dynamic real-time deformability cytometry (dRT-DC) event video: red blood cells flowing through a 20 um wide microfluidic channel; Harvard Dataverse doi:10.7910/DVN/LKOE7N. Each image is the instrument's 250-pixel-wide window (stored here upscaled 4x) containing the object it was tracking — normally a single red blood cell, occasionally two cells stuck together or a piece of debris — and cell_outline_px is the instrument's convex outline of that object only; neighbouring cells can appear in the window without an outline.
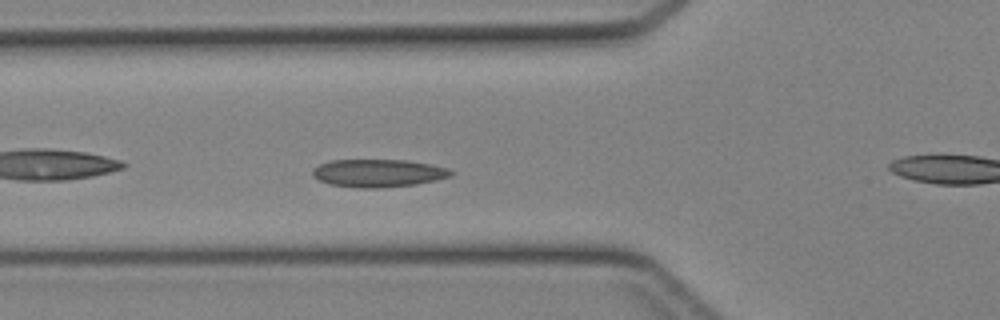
{"species": "Egyptian fruit bat (a non-hibernating species)", "species_latin": "Rousettus aegyptiacus", "temperature_condition": "cold", "stored_images_in_passage": 34, "camera_frame_rate_fps": 3000, "um_per_image_px": 0.085, "animal": {"sex": "female"}, "frame": {"image": 1, "passage_image": 5, "time_ms": 1.333, "image_size_px": [1000, 320], "cell_outline_px": [[456, 172], [452, 176], [436, 180], [416, 184], [380, 188], [360, 188], [328, 184], [312, 176], [312, 168], [328, 160], [408, 160], [448, 168]], "centroid_in_image_um": [32.14, 14.71], "position_along_channel_um": 93.7, "area_um2": 22.6}}
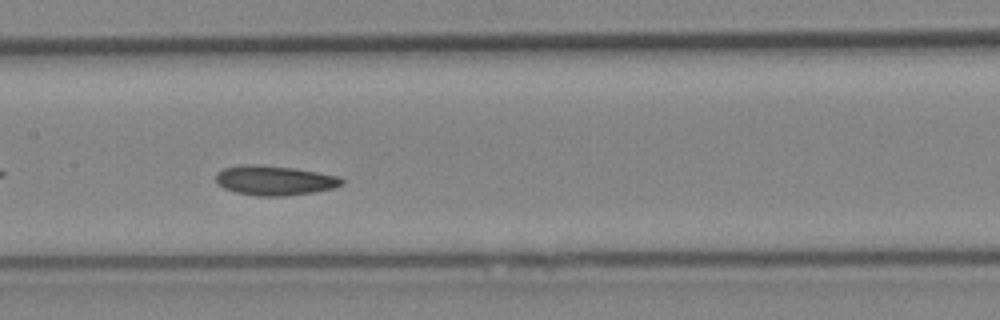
{"frame": {"image": 2, "passage_image": 11, "time_ms": 3.333, "image_size_px": [1000, 320], "cell_outline_px": [[344, 184], [332, 188], [312, 192], [288, 196], [256, 196], [236, 192], [224, 188], [216, 184], [216, 172], [224, 168], [240, 164], [256, 164], [292, 168], [340, 176], [344, 180]], "centroid_in_image_um": [23.3, 15.33], "position_along_channel_um": 184.1, "area_um2": 21.85}}
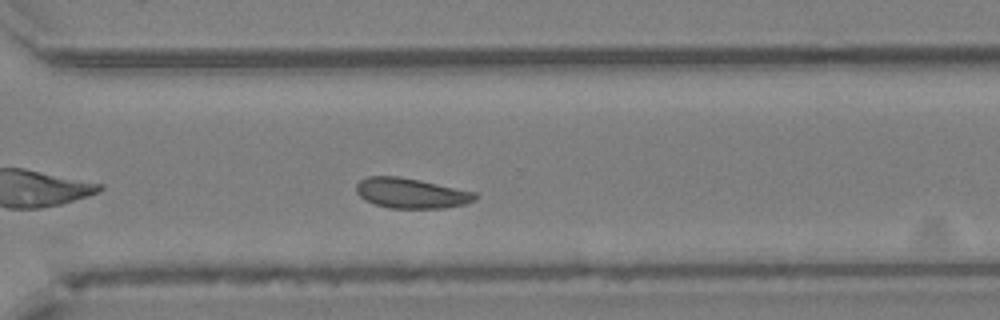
{"frame": {"image": 3, "passage_image": 21, "time_ms": 6.667, "image_size_px": [1000, 320], "cell_outline_px": [[476, 200], [464, 204], [444, 208], [392, 208], [376, 204], [364, 200], [356, 192], [356, 184], [360, 180], [368, 176], [396, 176], [420, 180], [476, 192]], "centroid_in_image_um": [34.94, 16.42], "position_along_channel_um": 335.7, "area_um2": 20.81}}